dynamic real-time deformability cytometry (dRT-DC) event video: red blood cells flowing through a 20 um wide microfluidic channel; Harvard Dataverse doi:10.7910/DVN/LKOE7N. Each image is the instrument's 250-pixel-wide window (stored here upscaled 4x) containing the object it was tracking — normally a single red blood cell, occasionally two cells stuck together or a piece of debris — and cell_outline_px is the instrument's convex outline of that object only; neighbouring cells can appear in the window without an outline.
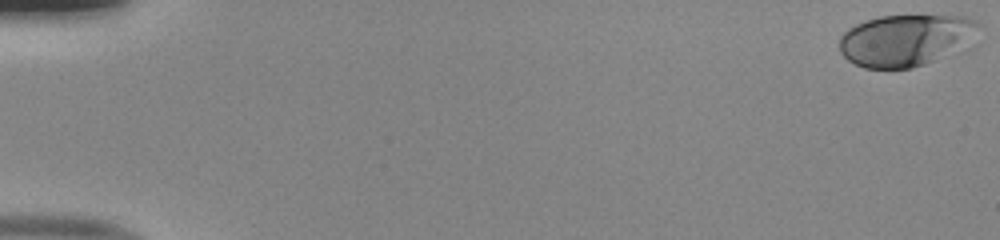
{"species": "human", "species_latin": "Homo sapiens", "temperature_condition": "room temperature", "stored_images_in_passage": 52, "camera_frame_rate_fps": 3000, "um_per_image_px": 0.085, "donor": {"sex": "male"}, "frame": {"image": 1, "passage_image": 1, "time_ms": 0.0, "image_size_px": [1000, 240], "cell_outline_px": [[980, 24], [968, 52], [912, 68], [864, 68], [848, 60], [840, 52], [840, 36], [848, 28], [864, 20], [880, 16], [964, 16], [976, 20]], "centroid_in_image_um": [77.1, 3.44], "position_along_channel_um": 7.9, "area_um2": 43.18}}
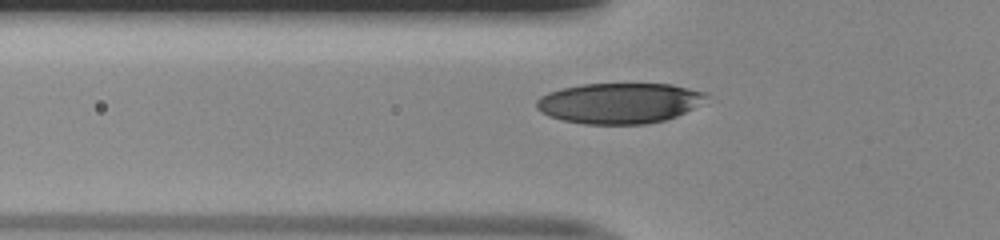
{"frame": {"image": 2, "passage_image": 19, "time_ms": 6.0, "image_size_px": [1000, 240], "cell_outline_px": [[708, 96], [692, 108], [676, 116], [664, 120], [644, 124], [584, 124], [564, 120], [548, 116], [536, 108], [536, 100], [540, 96], [548, 92], [560, 88], [580, 84], [672, 84], [708, 92]], "centroid_in_image_um": [52.61, 8.75], "position_along_channel_um": 73.2, "area_um2": 40.11}}
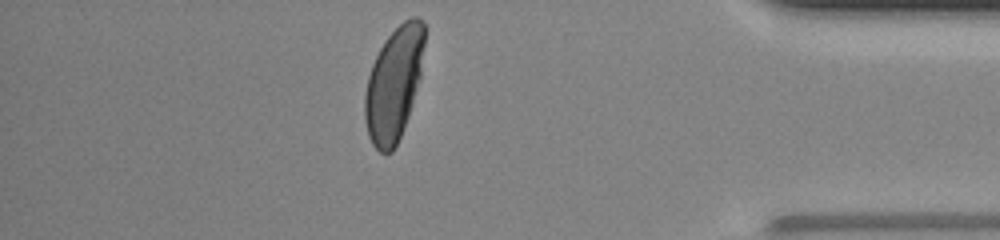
{"frame": {"image": 3, "passage_image": 46, "time_ms": 15.0, "image_size_px": [1000, 240], "cell_outline_px": [[424, 44], [420, 80], [404, 128], [392, 152], [380, 152], [372, 144], [368, 136], [364, 120], [364, 96], [368, 76], [372, 64], [384, 40], [404, 20], [412, 16], [416, 16], [424, 20]], "centroid_in_image_um": [33.47, 7.12], "position_along_channel_um": 401.7, "area_um2": 39.54}, "authors_computed_cell_mechanics": {"area_um2": 40.2288, "velocity_mm_per_s": 3.9914, "shape_relaxation_time_tau1_ms": 3.2939, "shape_relaxation_time_tau2_ms": null, "deformation_change_tau1": 0.1845, "deformation_change_tau2": null}}